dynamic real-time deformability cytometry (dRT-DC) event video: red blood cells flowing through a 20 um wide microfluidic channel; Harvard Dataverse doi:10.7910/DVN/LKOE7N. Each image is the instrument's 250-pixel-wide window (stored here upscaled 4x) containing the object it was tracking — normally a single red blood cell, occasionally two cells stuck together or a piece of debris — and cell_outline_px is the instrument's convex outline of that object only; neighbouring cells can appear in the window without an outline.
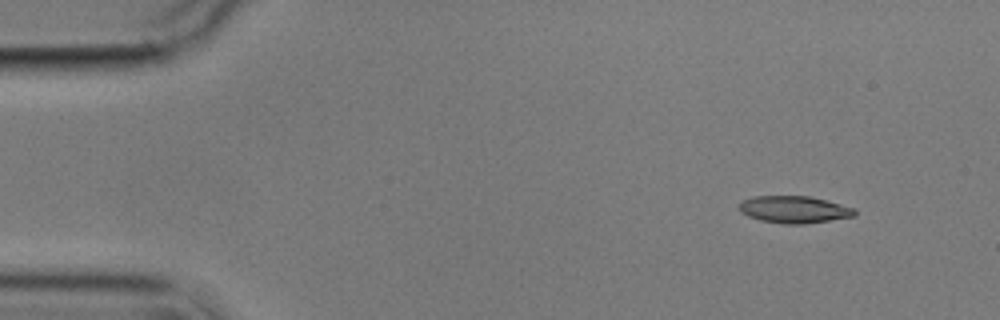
{"species": "common noctule bat (a hibernating species)", "species_latin": "Nyctalus noctula", "temperature_condition": "cold", "stored_images_in_passage": 4, "camera_frame_rate_fps": 3000, "um_per_image_px": 0.085, "animal": {"sex": "male", "body_mass_g": 17.9}, "frame": {"image": 1, "passage_image": 2, "time_ms": 1.333, "image_size_px": [1000, 320], "cell_outline_px": [[856, 216], [804, 224], [784, 224], [760, 220], [748, 216], [740, 212], [740, 204], [744, 200], [752, 196], [808, 196], [856, 208]], "centroid_in_image_um": [67.51, 17.81], "position_along_channel_um": 17.5, "area_um2": 18.15}}
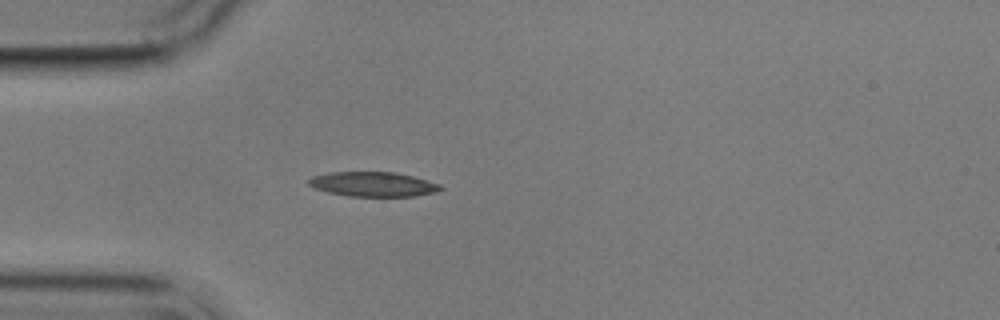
{"frame": {"image": 2, "passage_image": 4, "time_ms": 4.667, "image_size_px": [1000, 320], "cell_outline_px": [[444, 188], [436, 192], [416, 196], [348, 196], [328, 192], [316, 188], [308, 184], [308, 180], [312, 176], [328, 172], [396, 172], [412, 176], [440, 184]], "centroid_in_image_um": [31.72, 15.65], "position_along_channel_um": 53.3, "area_um2": 18.9}}